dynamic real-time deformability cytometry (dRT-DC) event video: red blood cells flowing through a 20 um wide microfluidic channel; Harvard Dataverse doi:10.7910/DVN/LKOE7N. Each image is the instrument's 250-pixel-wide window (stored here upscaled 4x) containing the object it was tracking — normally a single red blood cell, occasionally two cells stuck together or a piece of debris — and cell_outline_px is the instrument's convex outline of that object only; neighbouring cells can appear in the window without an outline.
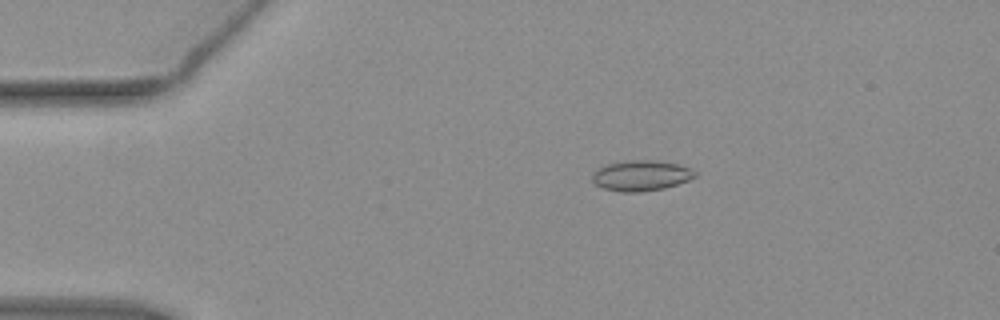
{"species": "common noctule bat (a hibernating species)", "species_latin": "Nyctalus noctula", "temperature_condition": "warm", "stored_images_in_passage": 54, "camera_frame_rate_fps": 3000, "um_per_image_px": 0.085, "animal": {"sex": "female", "body_mass_g": 19.3, "forearm_length_mm": 54.1}, "frame": {"image": 1, "passage_image": 11, "time_ms": 3.333, "image_size_px": [1000, 320], "cell_outline_px": [[696, 176], [688, 180], [664, 188], [640, 192], [620, 192], [604, 188], [596, 184], [592, 180], [592, 172], [608, 164], [632, 160], [656, 160], [680, 164], [692, 168], [696, 172]], "centroid_in_image_um": [54.52, 14.92], "position_along_channel_um": 30.5, "area_um2": 18.21}}
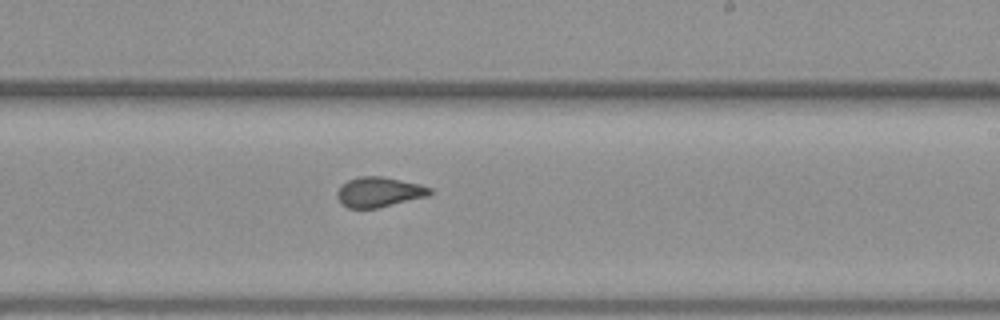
{"frame": {"image": 2, "passage_image": 33, "time_ms": 10.667, "image_size_px": [1000, 320], "cell_outline_px": [[432, 192], [428, 196], [376, 208], [348, 208], [336, 196], [336, 192], [348, 180], [360, 176], [380, 176], [420, 184], [432, 188]], "centroid_in_image_um": [32.24, 16.32], "position_along_channel_um": 256.8, "area_um2": 15.95}}
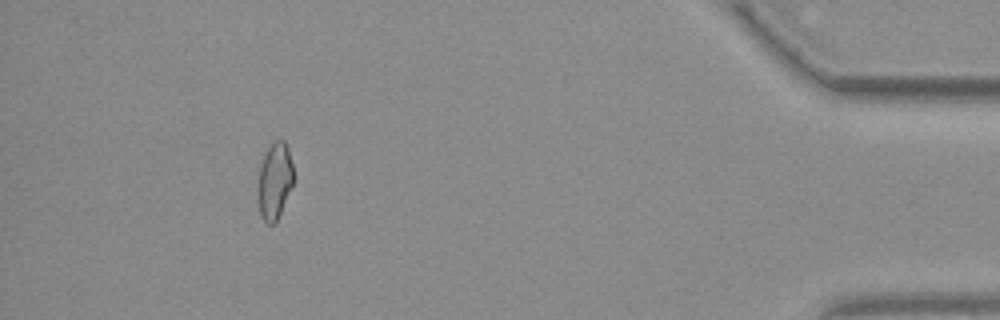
{"frame": {"image": 3, "passage_image": 50, "time_ms": 16.333, "image_size_px": [1000, 320], "cell_outline_px": [[296, 180], [276, 224], [268, 224], [260, 216], [256, 188], [260, 168], [264, 156], [268, 148], [276, 140], [284, 140], [288, 148]], "centroid_in_image_um": [23.36, 15.44], "position_along_channel_um": 411.8, "area_um2": 16.42}, "authors_computed_cell_mechanics": {"area_um2": 16.7909, "velocity_mm_per_s": 3.8368, "shape_relaxation_time_tau1_ms": null, "shape_relaxation_time_tau2_ms": 1.0692, "deformation_change_tau1": null, "deformation_change_tau2": 0.0612}}